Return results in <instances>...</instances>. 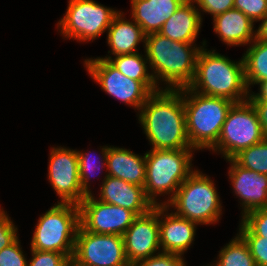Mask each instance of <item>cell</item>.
<instances>
[{
	"label": "cell",
	"instance_id": "obj_1",
	"mask_svg": "<svg viewBox=\"0 0 267 266\" xmlns=\"http://www.w3.org/2000/svg\"><path fill=\"white\" fill-rule=\"evenodd\" d=\"M137 116L151 149H194L186 130L182 88L152 93Z\"/></svg>",
	"mask_w": 267,
	"mask_h": 266
},
{
	"label": "cell",
	"instance_id": "obj_2",
	"mask_svg": "<svg viewBox=\"0 0 267 266\" xmlns=\"http://www.w3.org/2000/svg\"><path fill=\"white\" fill-rule=\"evenodd\" d=\"M206 42L203 40L202 46L197 47L196 44L173 41L159 33L146 35L144 53L157 87L161 82L164 89L169 90L188 87L195 76L198 53Z\"/></svg>",
	"mask_w": 267,
	"mask_h": 266
},
{
	"label": "cell",
	"instance_id": "obj_3",
	"mask_svg": "<svg viewBox=\"0 0 267 266\" xmlns=\"http://www.w3.org/2000/svg\"><path fill=\"white\" fill-rule=\"evenodd\" d=\"M202 47L196 61V71L192 83L188 86L191 90L206 96L222 97L234 103L248 100V89L244 63L230 60L216 50Z\"/></svg>",
	"mask_w": 267,
	"mask_h": 266
},
{
	"label": "cell",
	"instance_id": "obj_4",
	"mask_svg": "<svg viewBox=\"0 0 267 266\" xmlns=\"http://www.w3.org/2000/svg\"><path fill=\"white\" fill-rule=\"evenodd\" d=\"M186 130L195 150H210L218 141L227 114L234 102L182 88Z\"/></svg>",
	"mask_w": 267,
	"mask_h": 266
},
{
	"label": "cell",
	"instance_id": "obj_5",
	"mask_svg": "<svg viewBox=\"0 0 267 266\" xmlns=\"http://www.w3.org/2000/svg\"><path fill=\"white\" fill-rule=\"evenodd\" d=\"M195 149H151L145 153L146 179L145 194L154 206L166 205L180 185L196 170L193 169ZM168 195L163 202L160 196ZM157 198V199H156Z\"/></svg>",
	"mask_w": 267,
	"mask_h": 266
},
{
	"label": "cell",
	"instance_id": "obj_6",
	"mask_svg": "<svg viewBox=\"0 0 267 266\" xmlns=\"http://www.w3.org/2000/svg\"><path fill=\"white\" fill-rule=\"evenodd\" d=\"M221 204L214 181L196 169L165 206L174 208L173 213L179 217L198 225H210L220 220Z\"/></svg>",
	"mask_w": 267,
	"mask_h": 266
},
{
	"label": "cell",
	"instance_id": "obj_7",
	"mask_svg": "<svg viewBox=\"0 0 267 266\" xmlns=\"http://www.w3.org/2000/svg\"><path fill=\"white\" fill-rule=\"evenodd\" d=\"M79 226V205L57 201L39 217L30 249L60 252L72 259Z\"/></svg>",
	"mask_w": 267,
	"mask_h": 266
},
{
	"label": "cell",
	"instance_id": "obj_8",
	"mask_svg": "<svg viewBox=\"0 0 267 266\" xmlns=\"http://www.w3.org/2000/svg\"><path fill=\"white\" fill-rule=\"evenodd\" d=\"M257 111L251 101L234 103L223 124L217 143L209 150L232 159L240 151L265 139Z\"/></svg>",
	"mask_w": 267,
	"mask_h": 266
},
{
	"label": "cell",
	"instance_id": "obj_9",
	"mask_svg": "<svg viewBox=\"0 0 267 266\" xmlns=\"http://www.w3.org/2000/svg\"><path fill=\"white\" fill-rule=\"evenodd\" d=\"M65 12L57 23L60 35L77 42H93L108 30L119 10L94 0H69Z\"/></svg>",
	"mask_w": 267,
	"mask_h": 266
},
{
	"label": "cell",
	"instance_id": "obj_10",
	"mask_svg": "<svg viewBox=\"0 0 267 266\" xmlns=\"http://www.w3.org/2000/svg\"><path fill=\"white\" fill-rule=\"evenodd\" d=\"M71 262L75 266H131L125 256L123 236L95 234L81 226Z\"/></svg>",
	"mask_w": 267,
	"mask_h": 266
},
{
	"label": "cell",
	"instance_id": "obj_11",
	"mask_svg": "<svg viewBox=\"0 0 267 266\" xmlns=\"http://www.w3.org/2000/svg\"><path fill=\"white\" fill-rule=\"evenodd\" d=\"M84 66L105 93L132 106L138 113L152 94L140 81L124 76L106 59L88 58L85 59Z\"/></svg>",
	"mask_w": 267,
	"mask_h": 266
},
{
	"label": "cell",
	"instance_id": "obj_12",
	"mask_svg": "<svg viewBox=\"0 0 267 266\" xmlns=\"http://www.w3.org/2000/svg\"><path fill=\"white\" fill-rule=\"evenodd\" d=\"M48 180L59 196V203L79 205L87 196L81 188L76 149L52 147L49 155Z\"/></svg>",
	"mask_w": 267,
	"mask_h": 266
},
{
	"label": "cell",
	"instance_id": "obj_13",
	"mask_svg": "<svg viewBox=\"0 0 267 266\" xmlns=\"http://www.w3.org/2000/svg\"><path fill=\"white\" fill-rule=\"evenodd\" d=\"M88 194L79 204L80 226L95 234L122 236L137 215L131 210L108 204Z\"/></svg>",
	"mask_w": 267,
	"mask_h": 266
},
{
	"label": "cell",
	"instance_id": "obj_14",
	"mask_svg": "<svg viewBox=\"0 0 267 266\" xmlns=\"http://www.w3.org/2000/svg\"><path fill=\"white\" fill-rule=\"evenodd\" d=\"M122 236L125 256L131 266L161 252L158 205L137 216Z\"/></svg>",
	"mask_w": 267,
	"mask_h": 266
},
{
	"label": "cell",
	"instance_id": "obj_15",
	"mask_svg": "<svg viewBox=\"0 0 267 266\" xmlns=\"http://www.w3.org/2000/svg\"><path fill=\"white\" fill-rule=\"evenodd\" d=\"M229 162L228 176L234 194L239 197L242 216L250 211L267 208V175L246 169L233 159Z\"/></svg>",
	"mask_w": 267,
	"mask_h": 266
},
{
	"label": "cell",
	"instance_id": "obj_16",
	"mask_svg": "<svg viewBox=\"0 0 267 266\" xmlns=\"http://www.w3.org/2000/svg\"><path fill=\"white\" fill-rule=\"evenodd\" d=\"M165 205H158L161 252L184 255L194 243L197 223L175 215Z\"/></svg>",
	"mask_w": 267,
	"mask_h": 266
},
{
	"label": "cell",
	"instance_id": "obj_17",
	"mask_svg": "<svg viewBox=\"0 0 267 266\" xmlns=\"http://www.w3.org/2000/svg\"><path fill=\"white\" fill-rule=\"evenodd\" d=\"M98 195L99 198L96 199L99 201L131 210L137 216L146 214L154 208L145 194L144 187L106 174Z\"/></svg>",
	"mask_w": 267,
	"mask_h": 266
},
{
	"label": "cell",
	"instance_id": "obj_18",
	"mask_svg": "<svg viewBox=\"0 0 267 266\" xmlns=\"http://www.w3.org/2000/svg\"><path fill=\"white\" fill-rule=\"evenodd\" d=\"M131 19L145 35L158 33L185 0H130Z\"/></svg>",
	"mask_w": 267,
	"mask_h": 266
},
{
	"label": "cell",
	"instance_id": "obj_19",
	"mask_svg": "<svg viewBox=\"0 0 267 266\" xmlns=\"http://www.w3.org/2000/svg\"><path fill=\"white\" fill-rule=\"evenodd\" d=\"M212 20L214 32L230 47L248 46L255 40L254 23L238 9H229Z\"/></svg>",
	"mask_w": 267,
	"mask_h": 266
},
{
	"label": "cell",
	"instance_id": "obj_20",
	"mask_svg": "<svg viewBox=\"0 0 267 266\" xmlns=\"http://www.w3.org/2000/svg\"><path fill=\"white\" fill-rule=\"evenodd\" d=\"M203 18L193 0H185L158 32L173 41L196 44Z\"/></svg>",
	"mask_w": 267,
	"mask_h": 266
},
{
	"label": "cell",
	"instance_id": "obj_21",
	"mask_svg": "<svg viewBox=\"0 0 267 266\" xmlns=\"http://www.w3.org/2000/svg\"><path fill=\"white\" fill-rule=\"evenodd\" d=\"M106 175L144 187L146 179L145 154L140 156L130 149L108 147Z\"/></svg>",
	"mask_w": 267,
	"mask_h": 266
},
{
	"label": "cell",
	"instance_id": "obj_22",
	"mask_svg": "<svg viewBox=\"0 0 267 266\" xmlns=\"http://www.w3.org/2000/svg\"><path fill=\"white\" fill-rule=\"evenodd\" d=\"M145 36L142 28L133 19L127 20L124 12L119 11L107 30V44L111 50L108 54L117 56L136 53L140 42L145 47Z\"/></svg>",
	"mask_w": 267,
	"mask_h": 266
},
{
	"label": "cell",
	"instance_id": "obj_23",
	"mask_svg": "<svg viewBox=\"0 0 267 266\" xmlns=\"http://www.w3.org/2000/svg\"><path fill=\"white\" fill-rule=\"evenodd\" d=\"M108 60L124 76L140 81L151 93L157 92L164 87H157L150 72L146 53L139 52L132 54L110 55L100 57Z\"/></svg>",
	"mask_w": 267,
	"mask_h": 266
},
{
	"label": "cell",
	"instance_id": "obj_24",
	"mask_svg": "<svg viewBox=\"0 0 267 266\" xmlns=\"http://www.w3.org/2000/svg\"><path fill=\"white\" fill-rule=\"evenodd\" d=\"M245 80L249 91L251 85L267 82V42L254 40L242 56Z\"/></svg>",
	"mask_w": 267,
	"mask_h": 266
},
{
	"label": "cell",
	"instance_id": "obj_25",
	"mask_svg": "<svg viewBox=\"0 0 267 266\" xmlns=\"http://www.w3.org/2000/svg\"><path fill=\"white\" fill-rule=\"evenodd\" d=\"M217 259L212 266H256L248 244L238 233L221 248Z\"/></svg>",
	"mask_w": 267,
	"mask_h": 266
},
{
	"label": "cell",
	"instance_id": "obj_26",
	"mask_svg": "<svg viewBox=\"0 0 267 266\" xmlns=\"http://www.w3.org/2000/svg\"><path fill=\"white\" fill-rule=\"evenodd\" d=\"M109 146L100 147V154H102L99 158L91 155V152H82L81 150H76L78 154V167H79V177L81 188L88 195L92 194L90 188V178L95 176V172L101 173V171L107 168V153ZM90 153V154H89ZM95 155V153H94ZM99 159V160H98ZM100 169V170H99ZM96 173V174H97Z\"/></svg>",
	"mask_w": 267,
	"mask_h": 266
},
{
	"label": "cell",
	"instance_id": "obj_27",
	"mask_svg": "<svg viewBox=\"0 0 267 266\" xmlns=\"http://www.w3.org/2000/svg\"><path fill=\"white\" fill-rule=\"evenodd\" d=\"M232 159L246 169L267 175V138L240 151Z\"/></svg>",
	"mask_w": 267,
	"mask_h": 266
},
{
	"label": "cell",
	"instance_id": "obj_28",
	"mask_svg": "<svg viewBox=\"0 0 267 266\" xmlns=\"http://www.w3.org/2000/svg\"><path fill=\"white\" fill-rule=\"evenodd\" d=\"M238 231L248 244L256 266H267V239L253 234L242 222Z\"/></svg>",
	"mask_w": 267,
	"mask_h": 266
},
{
	"label": "cell",
	"instance_id": "obj_29",
	"mask_svg": "<svg viewBox=\"0 0 267 266\" xmlns=\"http://www.w3.org/2000/svg\"><path fill=\"white\" fill-rule=\"evenodd\" d=\"M27 266H68L71 259L60 252L31 249Z\"/></svg>",
	"mask_w": 267,
	"mask_h": 266
},
{
	"label": "cell",
	"instance_id": "obj_30",
	"mask_svg": "<svg viewBox=\"0 0 267 266\" xmlns=\"http://www.w3.org/2000/svg\"><path fill=\"white\" fill-rule=\"evenodd\" d=\"M253 234L267 239V208L256 209L241 217V221Z\"/></svg>",
	"mask_w": 267,
	"mask_h": 266
},
{
	"label": "cell",
	"instance_id": "obj_31",
	"mask_svg": "<svg viewBox=\"0 0 267 266\" xmlns=\"http://www.w3.org/2000/svg\"><path fill=\"white\" fill-rule=\"evenodd\" d=\"M234 8L243 12L255 24L267 14V0H234Z\"/></svg>",
	"mask_w": 267,
	"mask_h": 266
},
{
	"label": "cell",
	"instance_id": "obj_32",
	"mask_svg": "<svg viewBox=\"0 0 267 266\" xmlns=\"http://www.w3.org/2000/svg\"><path fill=\"white\" fill-rule=\"evenodd\" d=\"M27 263L19 238L0 251V266H27Z\"/></svg>",
	"mask_w": 267,
	"mask_h": 266
},
{
	"label": "cell",
	"instance_id": "obj_33",
	"mask_svg": "<svg viewBox=\"0 0 267 266\" xmlns=\"http://www.w3.org/2000/svg\"><path fill=\"white\" fill-rule=\"evenodd\" d=\"M133 266H186L183 255L159 252L149 258L138 261Z\"/></svg>",
	"mask_w": 267,
	"mask_h": 266
},
{
	"label": "cell",
	"instance_id": "obj_34",
	"mask_svg": "<svg viewBox=\"0 0 267 266\" xmlns=\"http://www.w3.org/2000/svg\"><path fill=\"white\" fill-rule=\"evenodd\" d=\"M18 228L7 212L0 208V251L13 244L19 236Z\"/></svg>",
	"mask_w": 267,
	"mask_h": 266
},
{
	"label": "cell",
	"instance_id": "obj_35",
	"mask_svg": "<svg viewBox=\"0 0 267 266\" xmlns=\"http://www.w3.org/2000/svg\"><path fill=\"white\" fill-rule=\"evenodd\" d=\"M198 8L201 18V11L204 13H208L215 17L219 14H222L229 9L234 8V0H193ZM201 10V11H200Z\"/></svg>",
	"mask_w": 267,
	"mask_h": 266
},
{
	"label": "cell",
	"instance_id": "obj_36",
	"mask_svg": "<svg viewBox=\"0 0 267 266\" xmlns=\"http://www.w3.org/2000/svg\"><path fill=\"white\" fill-rule=\"evenodd\" d=\"M255 107L263 133L267 138V100H250Z\"/></svg>",
	"mask_w": 267,
	"mask_h": 266
},
{
	"label": "cell",
	"instance_id": "obj_37",
	"mask_svg": "<svg viewBox=\"0 0 267 266\" xmlns=\"http://www.w3.org/2000/svg\"><path fill=\"white\" fill-rule=\"evenodd\" d=\"M259 21L260 25L255 30V39L267 42V14Z\"/></svg>",
	"mask_w": 267,
	"mask_h": 266
},
{
	"label": "cell",
	"instance_id": "obj_38",
	"mask_svg": "<svg viewBox=\"0 0 267 266\" xmlns=\"http://www.w3.org/2000/svg\"><path fill=\"white\" fill-rule=\"evenodd\" d=\"M258 86L259 91L257 93L251 91L248 97L249 100H267V82H262Z\"/></svg>",
	"mask_w": 267,
	"mask_h": 266
},
{
	"label": "cell",
	"instance_id": "obj_39",
	"mask_svg": "<svg viewBox=\"0 0 267 266\" xmlns=\"http://www.w3.org/2000/svg\"><path fill=\"white\" fill-rule=\"evenodd\" d=\"M68 266H75V265L72 262H70Z\"/></svg>",
	"mask_w": 267,
	"mask_h": 266
}]
</instances>
